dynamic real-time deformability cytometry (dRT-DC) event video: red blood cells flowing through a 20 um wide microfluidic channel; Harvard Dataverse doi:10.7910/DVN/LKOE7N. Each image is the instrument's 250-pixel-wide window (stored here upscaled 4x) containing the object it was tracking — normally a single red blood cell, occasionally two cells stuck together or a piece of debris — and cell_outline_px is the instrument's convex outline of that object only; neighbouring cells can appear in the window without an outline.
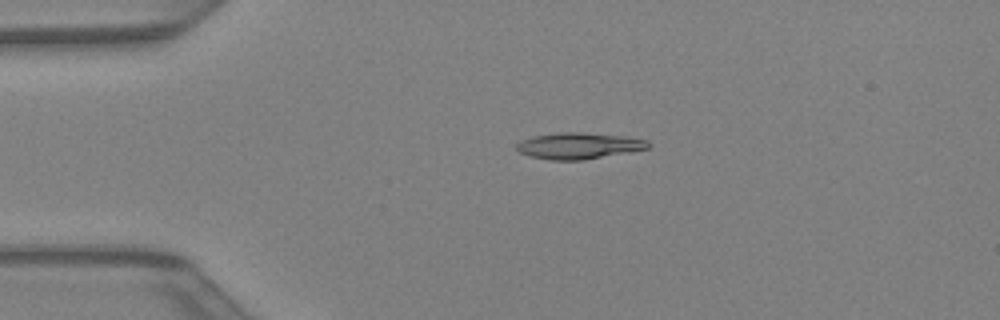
{"species": "Egyptian fruit bat (a non-hibernating species)", "species_latin": "Rousettus aegyptiacus", "temperature_condition": "warm", "stored_images_in_passage": 34, "camera_frame_rate_fps": 3000, "um_per_image_px": 0.085, "animal": {"sex": "female"}, "frame": {"image": 1, "passage_image": 1, "time_ms": 0.0, "image_size_px": [1000, 320], "cell_outline_px": [[652, 144], [648, 148], [628, 152], [584, 160], [548, 160], [532, 156], [520, 152], [516, 148], [516, 144], [520, 140], [532, 136], [560, 132], [580, 132], [624, 136], [648, 140]], "centroid_in_image_um": [49.19, 12.38], "position_along_channel_um": 35.8, "area_um2": 20.17}}
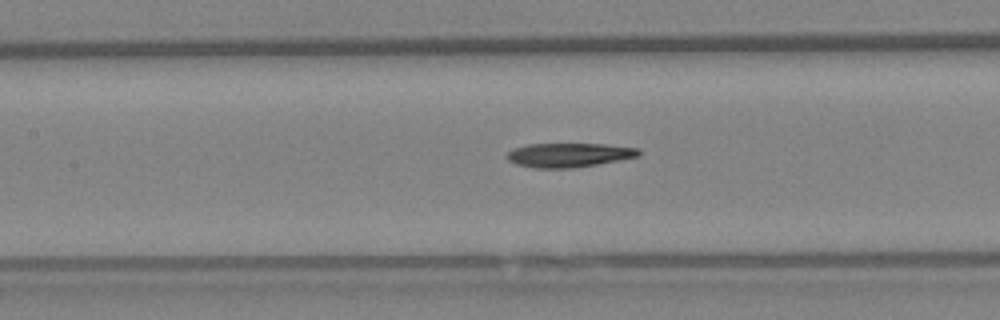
{"frame": {"image": 2, "passage_image": 11, "time_ms": 3.333, "image_size_px": [1000, 320], "cell_outline_px": [[640, 156], [620, 160], [572, 168], [532, 168], [516, 164], [508, 160], [504, 156], [512, 148], [528, 144], [608, 144], [640, 148]], "centroid_in_image_um": [48.34, 13.17], "position_along_channel_um": 159.1, "area_um2": 18.73}}
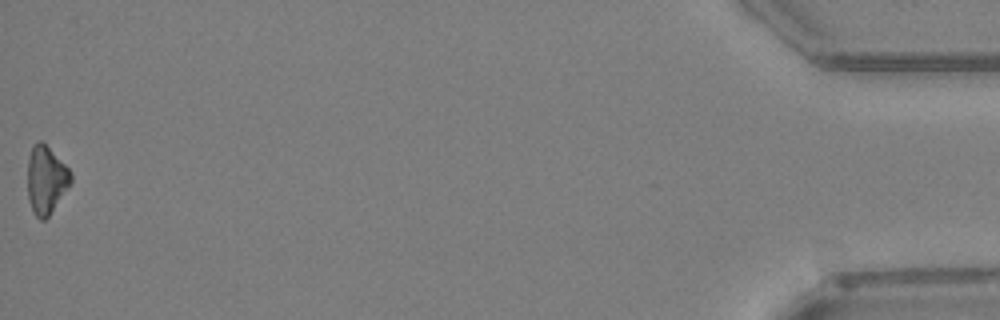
{"frame": {"image": 3, "passage_image": 34, "time_ms": 11.0, "image_size_px": [1000, 320], "cell_outline_px": [[72, 184], [48, 216], [44, 220], [40, 220], [32, 212], [28, 200], [28, 156], [32, 144], [36, 140], [40, 140], [72, 172]], "centroid_in_image_um": [3.91, 15.3], "position_along_channel_um": 431.3, "area_um2": 17.22}}